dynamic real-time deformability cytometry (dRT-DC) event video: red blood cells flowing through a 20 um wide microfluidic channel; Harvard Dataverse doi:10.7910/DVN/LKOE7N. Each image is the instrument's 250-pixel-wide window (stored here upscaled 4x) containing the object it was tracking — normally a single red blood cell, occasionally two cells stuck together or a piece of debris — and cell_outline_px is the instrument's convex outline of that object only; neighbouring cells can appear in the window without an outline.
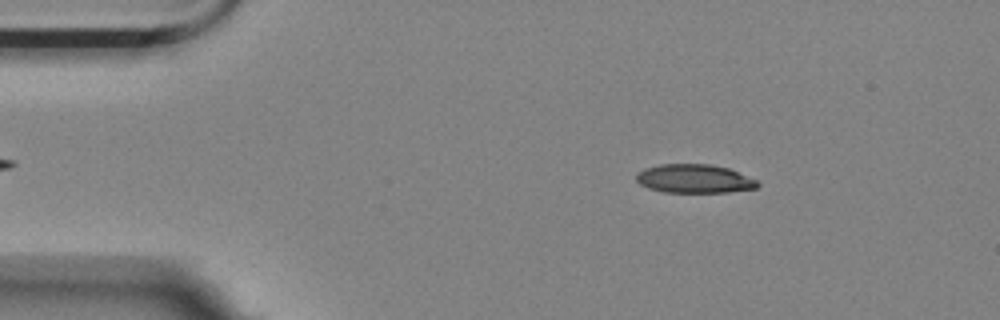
{"species": "Egyptian fruit bat (a non-hibernating species)", "species_latin": "Rousettus aegyptiacus", "temperature_condition": "room temperature", "stored_images_in_passage": 53, "camera_frame_rate_fps": 3000, "um_per_image_px": 0.085, "animal": {"sex": "female"}, "frame": {"image": 1, "passage_image": 8, "time_ms": 2.333, "image_size_px": [1000, 320], "cell_outline_px": [[760, 184], [756, 188], [728, 192], [664, 192], [648, 188], [640, 184], [636, 180], [636, 176], [644, 168], [660, 164], [708, 164], [728, 168], [756, 180]], "centroid_in_image_um": [59.0, 15.19], "position_along_channel_um": 26.0, "area_um2": 20.11}}
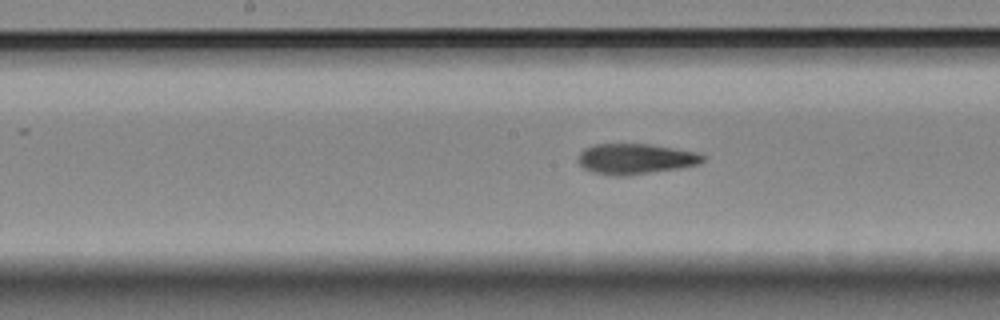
{"frame": {"image": 2, "passage_image": 27, "time_ms": 8.667, "image_size_px": [1000, 320], "cell_outline_px": [[704, 160], [700, 164], [628, 176], [616, 176], [592, 172], [584, 168], [580, 164], [580, 152], [584, 148], [592, 144], [648, 144], [696, 152], [704, 156]], "centroid_in_image_um": [53.99, 13.5], "position_along_channel_um": 194.2, "area_um2": 21.91}}
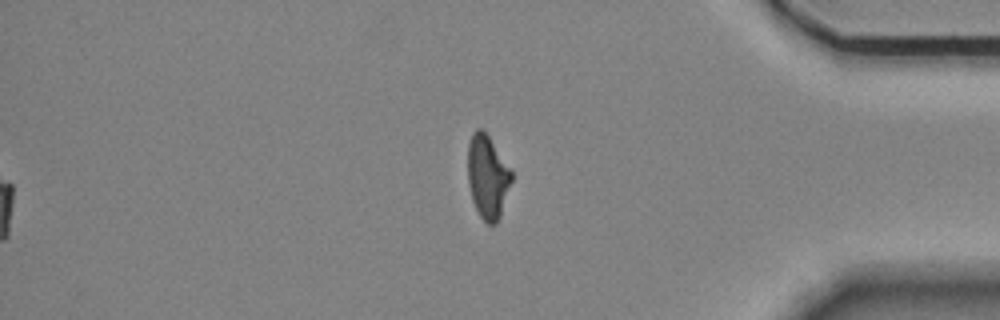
{"frame": {"image": 3, "passage_image": 46, "time_ms": 15.0, "image_size_px": [1000, 320], "cell_outline_px": [[512, 180], [500, 216], [496, 224], [488, 224], [480, 216], [472, 200], [468, 184], [468, 144], [472, 132], [476, 128], [480, 128], [488, 136], [512, 168]], "centroid_in_image_um": [41.45, 15.01], "position_along_channel_um": 393.8, "area_um2": 21.33}}